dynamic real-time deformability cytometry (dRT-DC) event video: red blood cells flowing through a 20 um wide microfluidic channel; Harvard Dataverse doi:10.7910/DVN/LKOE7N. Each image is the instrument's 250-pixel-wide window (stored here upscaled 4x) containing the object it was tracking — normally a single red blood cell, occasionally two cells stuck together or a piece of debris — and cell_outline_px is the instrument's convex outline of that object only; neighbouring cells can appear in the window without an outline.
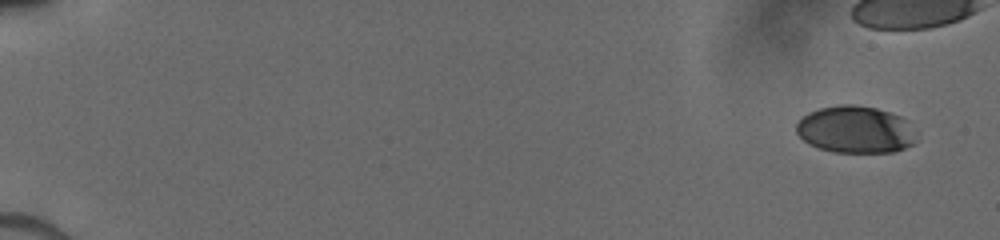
{"species": "human", "species_latin": "Homo sapiens", "temperature_condition": "cold", "stored_images_in_passage": 17, "camera_frame_rate_fps": 3000, "um_per_image_px": 0.085, "donor": {"sex": "male"}, "frame": {"image": 1, "passage_image": 1, "time_ms": 0.0, "image_size_px": [1000, 240], "cell_outline_px": [[916, 140], [912, 144], [904, 148], [892, 152], [832, 152], [808, 144], [796, 132], [796, 124], [808, 112], [820, 108], [836, 104], [856, 104], [876, 108], [900, 116], [908, 120]], "centroid_in_image_um": [72.69, 11.0], "position_along_channel_um": 12.3, "area_um2": 32.95}}
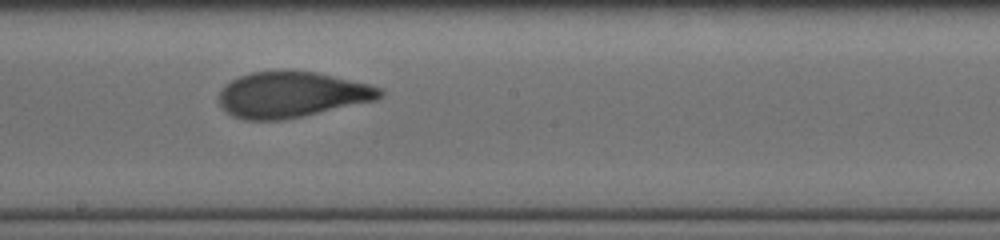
{"frame": {"image": 2, "passage_image": 11, "time_ms": 10.667, "image_size_px": [1000, 240], "cell_outline_px": [[384, 96], [376, 100], [284, 120], [244, 120], [232, 116], [216, 100], [224, 84], [240, 76], [252, 72], [316, 72], [368, 84], [380, 88], [384, 92]], "centroid_in_image_um": [24.77, 8.06], "position_along_channel_um": 223.4, "area_um2": 42.54}}
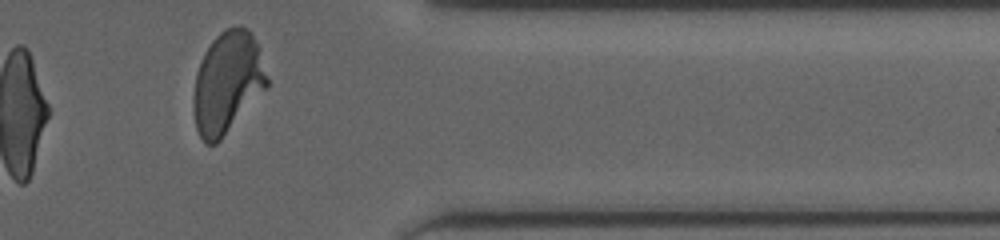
{"frame": {"image": 3, "passage_image": 15, "time_ms": 15.0, "image_size_px": [1000, 240], "cell_outline_px": [[268, 84], [220, 140], [216, 144], [204, 144], [196, 128], [192, 104], [192, 96], [196, 72], [204, 52], [212, 40], [220, 32], [228, 28], [248, 28], [252, 32], [268, 80]], "centroid_in_image_um": [19.26, 7.03], "position_along_channel_um": 392.1, "area_um2": 42.77}}